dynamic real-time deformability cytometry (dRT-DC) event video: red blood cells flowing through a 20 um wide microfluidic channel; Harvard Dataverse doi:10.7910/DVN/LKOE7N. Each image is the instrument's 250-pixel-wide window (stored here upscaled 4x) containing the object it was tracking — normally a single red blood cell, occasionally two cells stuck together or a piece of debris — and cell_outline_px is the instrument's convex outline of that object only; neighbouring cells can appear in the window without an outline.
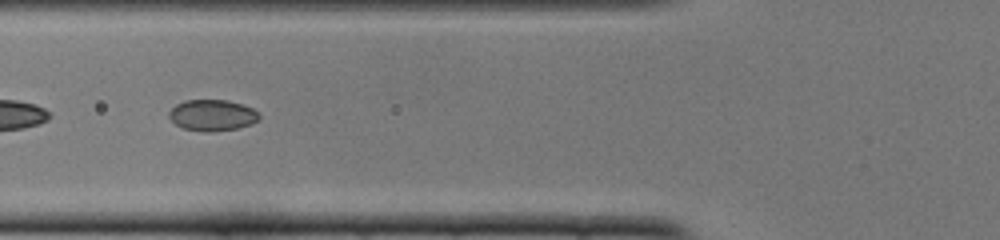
{"species": "common noctule bat (a hibernating species)", "species_latin": "Nyctalus noctula", "temperature_condition": "cold", "stored_images_in_passage": 47, "segment_of_instrument_passage": [2, 2], "camera_frame_rate_fps": 3000, "um_per_image_px": 0.085, "animal": {"sex": "female", "body_mass_g": 22.0, "forearm_length_mm": 56.7}, "frame": {"image": 1, "passage_image": 16, "time_ms": 5.0, "image_size_px": [1000, 240], "cell_outline_px": [[260, 120], [252, 124], [236, 128], [212, 132], [204, 132], [180, 128], [168, 116], [168, 112], [176, 104], [184, 100], [228, 100], [252, 108], [260, 112]], "centroid_in_image_um": [18.05, 9.8], "position_along_channel_um": 107.8, "area_um2": 16.59}}
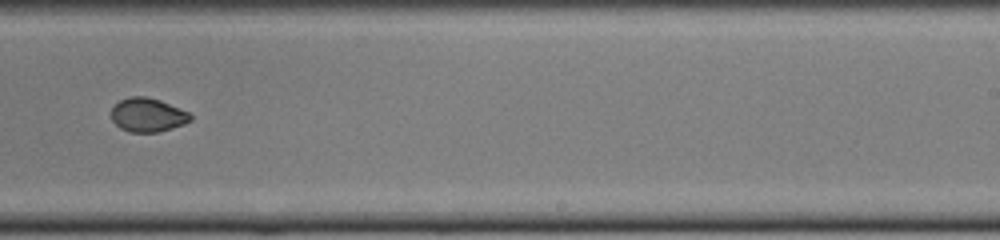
{"frame": {"image": 2, "passage_image": 29, "time_ms": 9.333, "image_size_px": [1000, 240], "cell_outline_px": [[192, 120], [184, 124], [172, 128], [156, 132], [128, 132], [120, 128], [112, 120], [112, 108], [120, 100], [128, 96], [144, 96], [160, 100], [188, 112], [192, 116]], "centroid_in_image_um": [12.55, 9.77], "position_along_channel_um": 276.5, "area_um2": 15.55}}
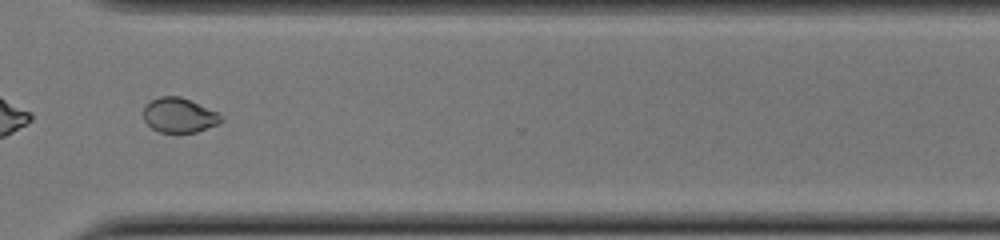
{"frame": {"image": 3, "passage_image": 35, "time_ms": 11.333, "image_size_px": [1000, 240], "cell_outline_px": [[224, 120], [220, 124], [196, 132], [160, 132], [152, 128], [144, 120], [144, 104], [160, 96], [180, 96], [220, 112], [224, 116]], "centroid_in_image_um": [15.29, 9.79], "position_along_channel_um": 355.3, "area_um2": 15.95}}